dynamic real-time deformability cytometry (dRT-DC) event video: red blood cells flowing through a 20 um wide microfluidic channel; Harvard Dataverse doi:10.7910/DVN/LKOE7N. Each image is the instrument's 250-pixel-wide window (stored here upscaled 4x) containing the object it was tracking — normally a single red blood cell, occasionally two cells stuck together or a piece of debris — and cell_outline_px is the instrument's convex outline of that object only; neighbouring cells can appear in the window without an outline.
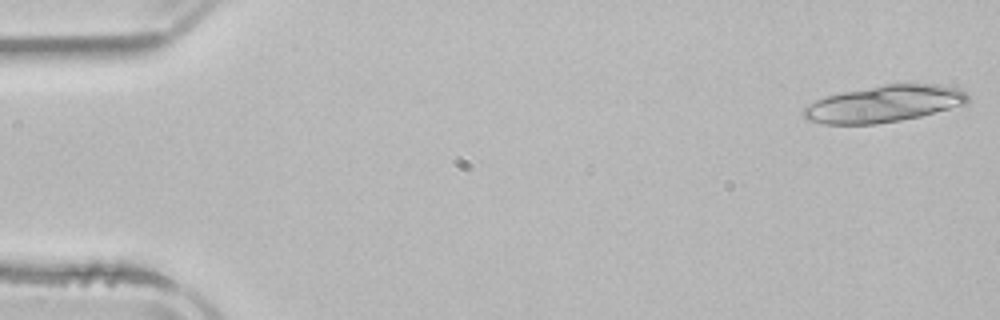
{"species": "common noctule bat (a hibernating species)", "species_latin": "Nyctalus noctula", "temperature_condition": "room temperature", "stored_images_in_passage": 5, "camera_frame_rate_fps": 3000, "um_per_image_px": 0.085, "animal": {"sex": "male", "body_mass_g": 21.5, "forearm_length_mm": 52.0}, "frame": {"image": 1, "passage_image": 1, "time_ms": 0.0, "image_size_px": [1000, 320], "cell_outline_px": [[968, 104], [920, 116], [900, 120], [876, 124], [824, 124], [808, 120], [800, 112], [804, 108], [816, 100], [828, 96], [844, 92], [884, 84], [936, 84], [956, 88], [964, 92], [968, 96]], "centroid_in_image_um": [75.15, 8.83], "position_along_channel_um": 9.9, "area_um2": 34.85}}